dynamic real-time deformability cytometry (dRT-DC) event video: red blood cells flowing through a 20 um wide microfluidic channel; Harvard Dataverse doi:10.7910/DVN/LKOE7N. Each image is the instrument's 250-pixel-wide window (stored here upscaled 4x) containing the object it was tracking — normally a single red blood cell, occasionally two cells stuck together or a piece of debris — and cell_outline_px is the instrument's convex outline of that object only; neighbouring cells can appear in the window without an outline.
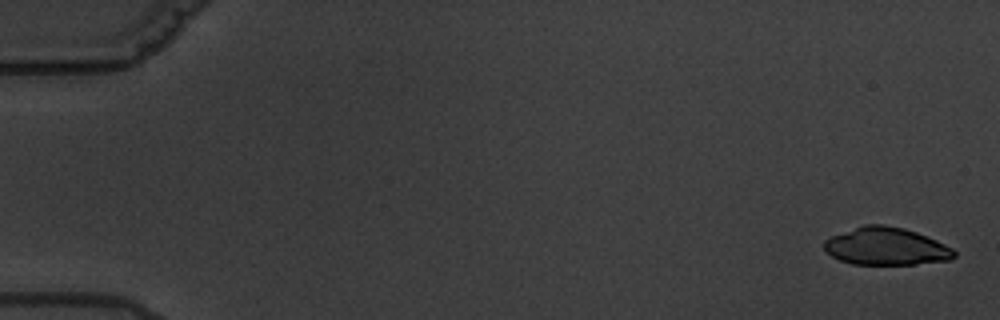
{"species": "common noctule bat (a hibernating species)", "species_latin": "Nyctalus noctula", "temperature_condition": "warm", "stored_images_in_passage": 7, "camera_frame_rate_fps": 3000, "um_per_image_px": 0.085, "animal": {"sex": "male", "body_mass_g": 19.5, "forearm_length_mm": 54.6}, "frame": {"image": 1, "passage_image": 1, "time_ms": 0.0, "image_size_px": [1000, 320], "cell_outline_px": [[956, 256], [952, 260], [916, 264], [852, 264], [840, 260], [824, 252], [824, 240], [832, 236], [864, 224], [884, 224], [904, 228], [916, 232], [936, 240], [952, 248], [956, 252]], "centroid_in_image_um": [75.32, 20.94], "position_along_channel_um": 9.7, "area_um2": 28.55}}
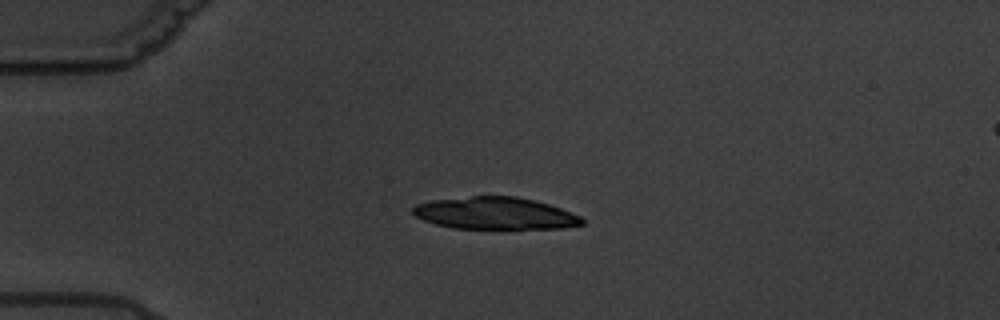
{"frame": {"image": 2, "passage_image": 5, "time_ms": 4.667, "image_size_px": [1000, 320], "cell_outline_px": [[584, 224], [564, 228], [452, 228], [436, 224], [424, 220], [416, 216], [412, 212], [412, 208], [416, 204], [432, 200], [472, 196], [516, 196], [536, 200], [560, 208], [580, 216], [584, 220]], "centroid_in_image_um": [42.08, 18.12], "position_along_channel_um": 42.9, "area_um2": 31.56}}